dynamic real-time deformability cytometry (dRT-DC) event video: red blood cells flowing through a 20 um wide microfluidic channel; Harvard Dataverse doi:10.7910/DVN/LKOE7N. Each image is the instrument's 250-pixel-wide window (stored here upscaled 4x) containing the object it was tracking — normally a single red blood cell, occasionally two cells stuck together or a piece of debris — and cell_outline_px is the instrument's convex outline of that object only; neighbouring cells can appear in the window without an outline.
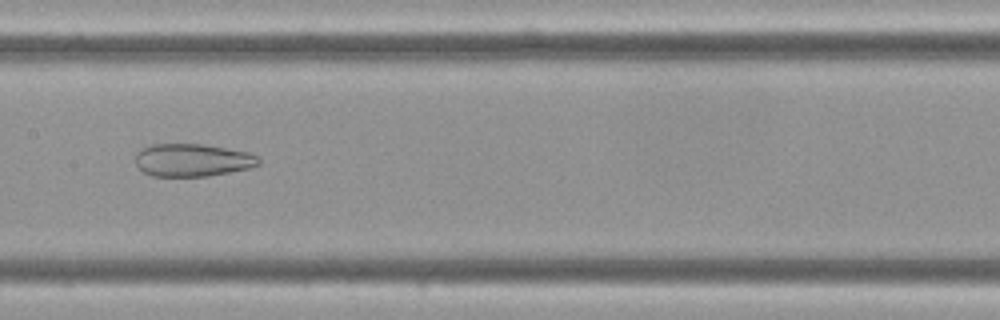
{"species": "Egyptian fruit bat (a non-hibernating species)", "species_latin": "Rousettus aegyptiacus", "temperature_condition": "cold", "stored_images_in_passage": 43, "camera_frame_rate_fps": 3000, "um_per_image_px": 0.085, "frame": {"image": 1, "passage_image": 15, "time_ms": 4.667, "image_size_px": [1000, 320], "cell_outline_px": [[260, 164], [248, 168], [208, 176], [152, 176], [144, 172], [136, 164], [136, 152], [152, 144], [204, 144], [248, 152], [260, 156]], "centroid_in_image_um": [16.37, 13.6], "position_along_channel_um": 191.0, "area_um2": 23.47}}
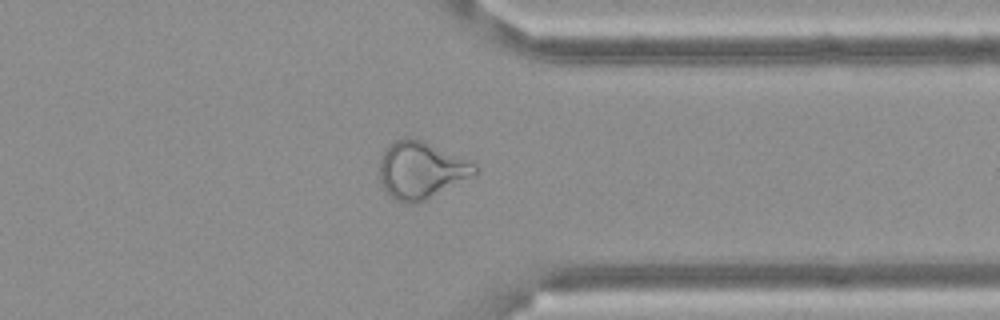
{"frame": {"image": 2, "passage_image": 31, "time_ms": 10.0, "image_size_px": [1000, 320], "cell_outline_px": [[480, 168], [476, 172], [424, 200], [416, 204], [404, 204], [396, 200], [384, 188], [380, 180], [380, 160], [384, 152], [396, 140], [404, 136], [412, 136], [424, 140], [476, 160]], "centroid_in_image_um": [35.84, 14.4], "position_along_channel_um": 375.6, "area_um2": 31.91}}
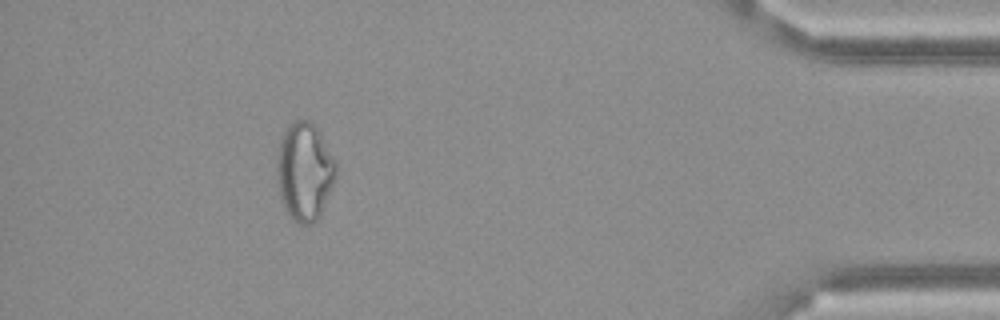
{"frame": {"image": 3, "passage_image": 38, "time_ms": 12.333, "image_size_px": [1000, 320], "cell_outline_px": [[336, 172], [332, 184], [320, 216], [312, 224], [296, 224], [292, 220], [284, 208], [280, 196], [276, 176], [276, 164], [280, 140], [288, 124], [292, 120], [312, 120], [320, 132], [336, 160]], "centroid_in_image_um": [25.87, 14.56], "position_along_channel_um": 409.3, "area_um2": 34.04}}